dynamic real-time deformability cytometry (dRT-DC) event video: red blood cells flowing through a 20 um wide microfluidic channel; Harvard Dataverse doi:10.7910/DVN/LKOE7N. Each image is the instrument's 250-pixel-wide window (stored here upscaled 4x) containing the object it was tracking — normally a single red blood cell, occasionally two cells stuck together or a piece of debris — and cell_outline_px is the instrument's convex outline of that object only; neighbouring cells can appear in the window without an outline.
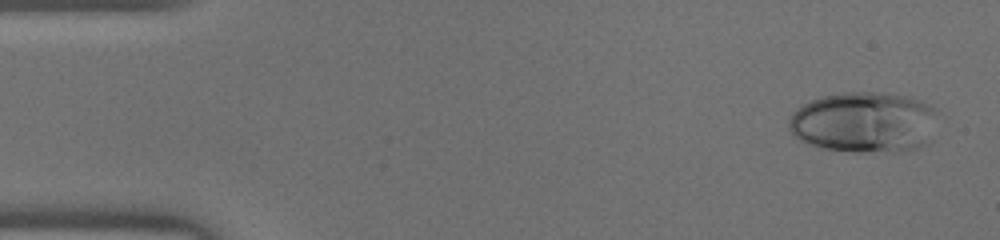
{"species": "human", "species_latin": "Homo sapiens", "temperature_condition": "warm", "stored_images_in_passage": 45, "camera_frame_rate_fps": 3000, "um_per_image_px": 0.085, "donor": {"sex": "male"}, "frame": {"image": 1, "passage_image": 2, "time_ms": 0.333, "image_size_px": [1000, 240], "cell_outline_px": [[936, 112], [928, 144], [916, 148], [896, 152], [852, 152], [824, 148], [800, 140], [788, 128], [788, 120], [792, 112], [796, 108], [820, 96], [844, 92], [872, 92], [908, 96], [920, 100], [936, 108]], "centroid_in_image_um": [73.44, 10.39], "position_along_channel_um": 11.6, "area_um2": 52.89}}
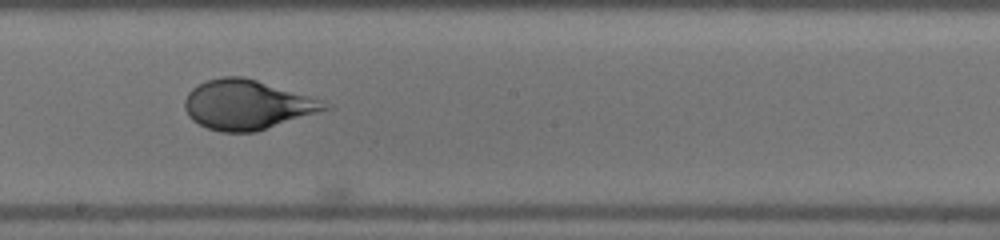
{"frame": {"image": 2, "passage_image": 25, "time_ms": 8.0, "image_size_px": [1000, 240], "cell_outline_px": [[332, 108], [256, 132], [220, 132], [208, 128], [192, 120], [188, 116], [184, 108], [184, 100], [188, 92], [192, 88], [208, 80], [220, 76], [244, 76], [324, 100]], "centroid_in_image_um": [21.0, 8.9], "position_along_channel_um": 227.2, "area_um2": 40.58}}
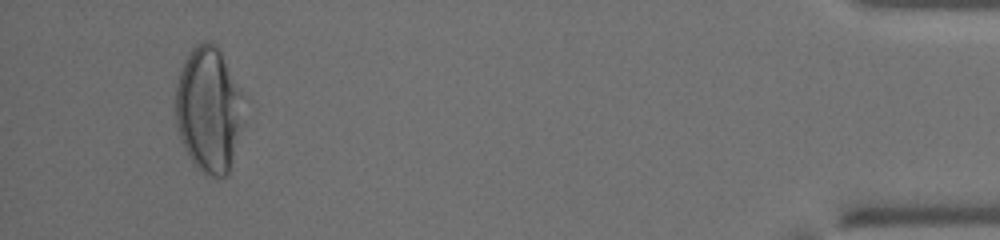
{"frame": {"image": 3, "passage_image": 43, "time_ms": 14.0, "image_size_px": [1000, 240], "cell_outline_px": [[244, 124], [228, 172], [224, 176], [208, 176], [196, 168], [184, 148], [180, 140], [176, 124], [176, 84], [184, 60], [188, 52], [196, 44], [204, 40], [208, 40], [216, 44], [244, 96]], "centroid_in_image_um": [17.75, 9.31], "position_along_channel_um": 417.4, "area_um2": 50.34}}